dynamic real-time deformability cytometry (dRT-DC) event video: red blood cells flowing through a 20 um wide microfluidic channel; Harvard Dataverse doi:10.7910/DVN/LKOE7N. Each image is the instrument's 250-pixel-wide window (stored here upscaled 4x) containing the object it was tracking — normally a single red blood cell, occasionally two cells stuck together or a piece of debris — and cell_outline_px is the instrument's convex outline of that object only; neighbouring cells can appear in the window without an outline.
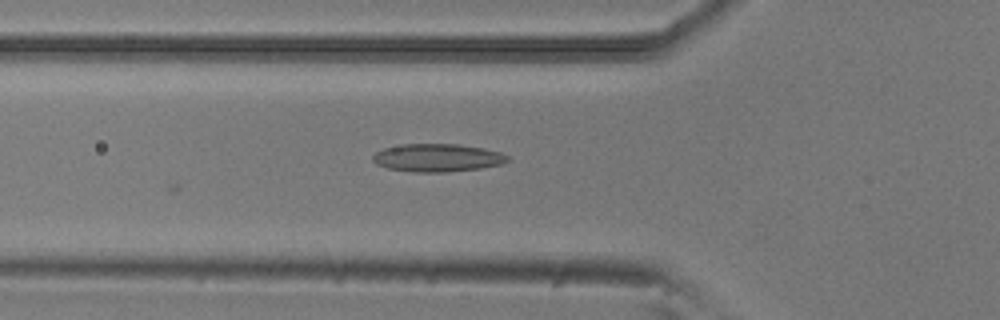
{"species": "common noctule bat (a hibernating species)", "species_latin": "Nyctalus noctula", "temperature_condition": "room temperature", "stored_images_in_passage": 6, "camera_frame_rate_fps": 3000, "um_per_image_px": 0.085, "animal": {"sex": "male", "body_mass_g": 20.5, "forearm_length_mm": 52.5}, "frame": {"image": 1, "passage_image": 6, "time_ms": 1.667, "image_size_px": [1000, 320], "cell_outline_px": [[508, 160], [500, 164], [480, 168], [444, 172], [412, 172], [388, 168], [376, 164], [372, 160], [372, 156], [376, 152], [384, 148], [404, 144], [460, 144], [484, 148], [500, 152], [508, 156]], "centroid_in_image_um": [37.15, 13.4], "position_along_channel_um": 88.6, "area_um2": 21.85}}